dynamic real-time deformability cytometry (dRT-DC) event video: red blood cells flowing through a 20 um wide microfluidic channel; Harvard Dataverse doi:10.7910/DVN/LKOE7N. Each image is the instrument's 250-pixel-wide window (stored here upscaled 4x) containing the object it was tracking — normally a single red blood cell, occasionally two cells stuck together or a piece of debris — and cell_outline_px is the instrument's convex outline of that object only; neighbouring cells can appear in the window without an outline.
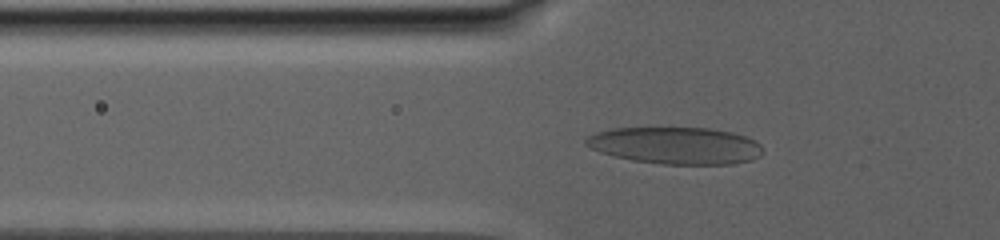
{"species": "human", "species_latin": "Homo sapiens", "temperature_condition": "warm", "stored_images_in_passage": 38, "camera_frame_rate_fps": 3000, "um_per_image_px": 0.085, "donor": {"sex": "male"}, "frame": {"image": 1, "passage_image": 17, "time_ms": 4.0, "image_size_px": [1000, 240], "cell_outline_px": [[764, 152], [760, 156], [752, 160], [732, 164], [664, 164], [632, 160], [612, 156], [600, 152], [584, 144], [584, 140], [588, 136], [596, 132], [612, 128], [708, 128], [732, 132], [744, 136], [760, 144]], "centroid_in_image_um": [57.42, 12.37], "position_along_channel_um": 68.4, "area_um2": 38.15}}
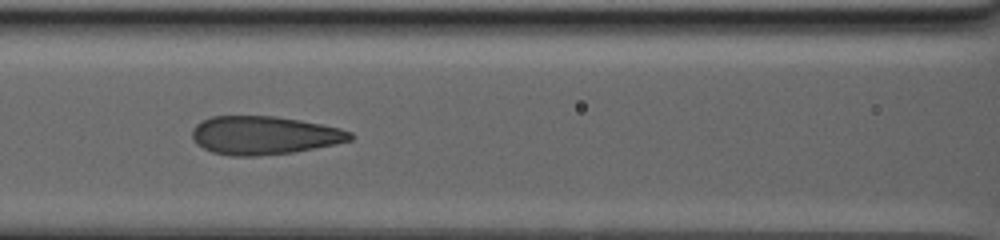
{"frame": {"image": 2, "passage_image": 29, "time_ms": 7.333, "image_size_px": [1000, 240], "cell_outline_px": [[352, 140], [336, 144], [292, 152], [256, 156], [232, 156], [212, 152], [196, 144], [192, 140], [192, 128], [200, 120], [212, 116], [276, 116], [300, 120], [340, 128], [352, 132]], "centroid_in_image_um": [22.41, 11.5], "position_along_channel_um": 144.2, "area_um2": 35.43}}
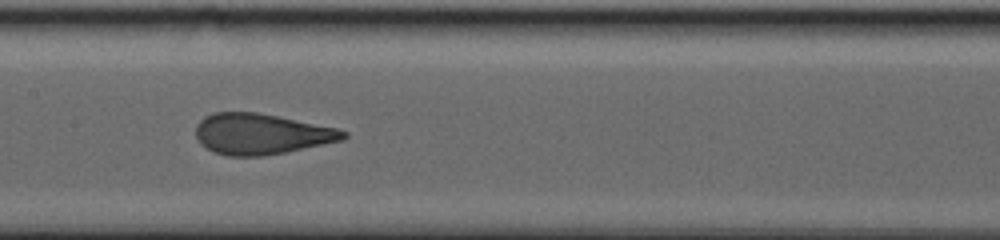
{"frame": {"image": 3, "passage_image": 37, "time_ms": 9.0, "image_size_px": [1000, 240], "cell_outline_px": [[348, 136], [344, 140], [284, 152], [260, 156], [228, 156], [212, 152], [200, 144], [196, 136], [196, 124], [204, 116], [212, 112], [256, 112], [336, 128], [348, 132]], "centroid_in_image_um": [22.16, 11.39], "position_along_channel_um": 185.2, "area_um2": 34.97}}